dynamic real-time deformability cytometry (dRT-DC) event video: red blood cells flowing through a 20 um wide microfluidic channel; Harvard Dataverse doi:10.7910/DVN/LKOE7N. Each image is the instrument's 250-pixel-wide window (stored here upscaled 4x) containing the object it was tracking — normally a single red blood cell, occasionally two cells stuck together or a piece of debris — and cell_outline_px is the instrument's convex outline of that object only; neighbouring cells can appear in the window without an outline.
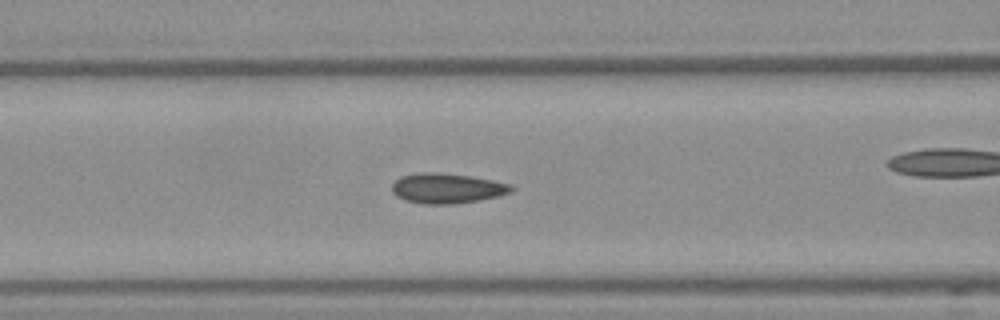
{"species": "Egyptian fruit bat (a non-hibernating species)", "species_latin": "Rousettus aegyptiacus", "temperature_condition": "warm", "stored_images_in_passage": 34, "camera_frame_rate_fps": 3000, "um_per_image_px": 0.085, "frame": {"image": 1, "passage_image": 6, "time_ms": 1.667, "image_size_px": [1000, 320], "cell_outline_px": [[516, 188], [512, 192], [480, 200], [452, 204], [424, 204], [404, 200], [396, 196], [392, 192], [392, 184], [400, 176], [420, 172], [436, 172], [472, 176], [512, 184]], "centroid_in_image_um": [38.0, 16.0], "position_along_channel_um": 128.6, "area_um2": 21.1}}
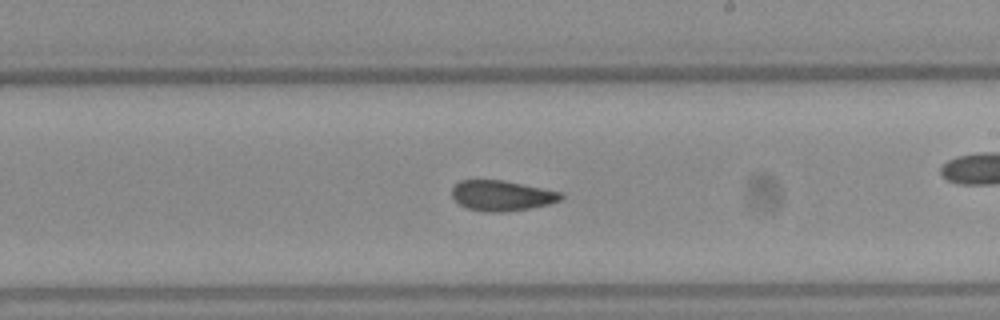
{"frame": {"image": 2, "passage_image": 14, "time_ms": 4.333, "image_size_px": [1000, 320], "cell_outline_px": [[564, 196], [560, 200], [548, 204], [532, 208], [504, 212], [484, 212], [468, 208], [460, 204], [452, 196], [452, 188], [460, 180], [504, 180], [564, 192]], "centroid_in_image_um": [42.69, 16.62], "position_along_channel_um": 246.3, "area_um2": 19.42}}
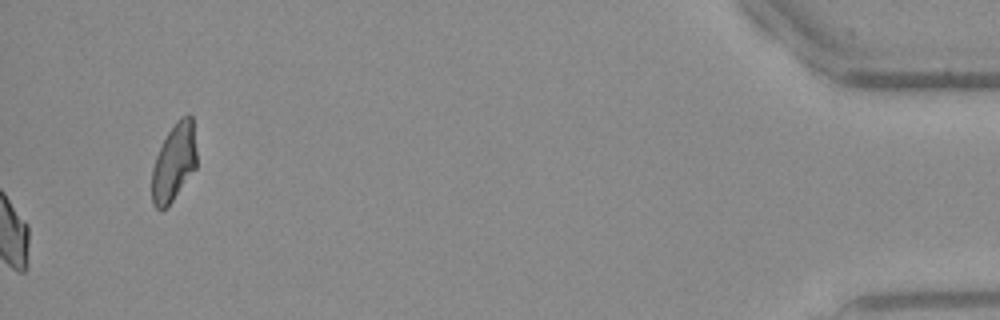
{"frame": {"image": 3, "passage_image": 34, "time_ms": 11.0, "image_size_px": [1000, 320], "cell_outline_px": [[196, 168], [172, 200], [160, 212], [152, 204], [152, 168], [156, 156], [168, 132], [176, 120], [180, 116], [188, 112], [192, 116], [196, 152]], "centroid_in_image_um": [14.78, 13.77], "position_along_channel_um": 420.4, "area_um2": 20.17}}